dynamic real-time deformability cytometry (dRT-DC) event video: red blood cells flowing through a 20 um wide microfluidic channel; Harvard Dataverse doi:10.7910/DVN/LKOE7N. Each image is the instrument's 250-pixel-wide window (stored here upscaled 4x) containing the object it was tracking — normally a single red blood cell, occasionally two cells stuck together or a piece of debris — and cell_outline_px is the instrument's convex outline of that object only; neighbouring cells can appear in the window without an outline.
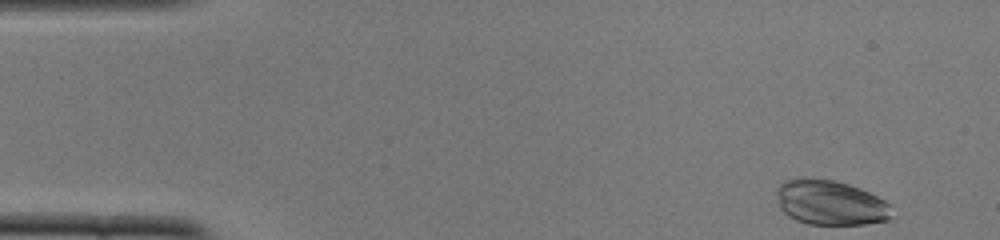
{"species": "common noctule bat (a hibernating species)", "species_latin": "Nyctalus noctula", "temperature_condition": "cold", "stored_images_in_passage": 49, "camera_frame_rate_fps": 3000, "um_per_image_px": 0.085, "animal": {"sex": "female", "body_mass_g": 22.0, "forearm_length_mm": 56.7}, "frame": {"image": 1, "passage_image": 1, "time_ms": 0.0, "image_size_px": [1000, 240], "cell_outline_px": [[888, 220], [864, 224], [808, 224], [796, 220], [788, 216], [780, 208], [776, 192], [780, 184], [788, 180], [832, 180], [848, 184], [860, 188], [884, 200], [888, 204]], "centroid_in_image_um": [70.55, 17.25], "position_along_channel_um": 14.4, "area_um2": 29.19}}
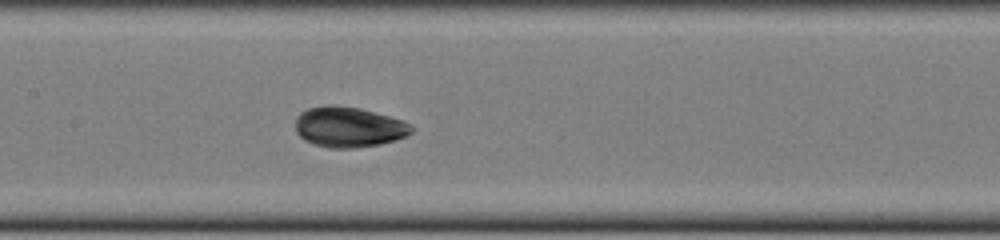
{"frame": {"image": 2, "passage_image": 22, "time_ms": 7.0, "image_size_px": [1000, 240], "cell_outline_px": [[416, 128], [412, 132], [396, 140], [380, 144], [356, 148], [328, 148], [312, 144], [304, 140], [296, 132], [296, 116], [300, 112], [308, 108], [328, 104], [332, 104], [360, 108], [404, 120], [412, 124]], "centroid_in_image_um": [29.65, 10.79], "position_along_channel_um": 177.8, "area_um2": 27.74}}
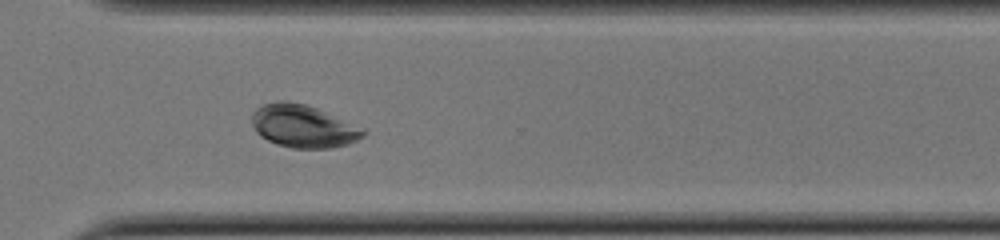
{"frame": {"image": 3, "passage_image": 35, "time_ms": 11.333, "image_size_px": [1000, 240], "cell_outline_px": [[364, 136], [348, 144], [332, 148], [292, 148], [276, 144], [260, 136], [256, 132], [252, 124], [252, 112], [256, 108], [264, 104], [280, 100], [284, 100], [304, 104], [316, 108], [364, 128]], "centroid_in_image_um": [25.74, 10.73], "position_along_channel_um": 344.9, "area_um2": 27.63}, "authors_computed_cell_mechanics": {"area_um2": 28.6688, "velocity_mm_per_s": 3.8438, "shape_relaxation_time_tau1_ms": 3.509, "shape_relaxation_time_tau2_ms": 0.5265, "deformation_change_tau1": 0.087, "deformation_change_tau2": 0.0359}}